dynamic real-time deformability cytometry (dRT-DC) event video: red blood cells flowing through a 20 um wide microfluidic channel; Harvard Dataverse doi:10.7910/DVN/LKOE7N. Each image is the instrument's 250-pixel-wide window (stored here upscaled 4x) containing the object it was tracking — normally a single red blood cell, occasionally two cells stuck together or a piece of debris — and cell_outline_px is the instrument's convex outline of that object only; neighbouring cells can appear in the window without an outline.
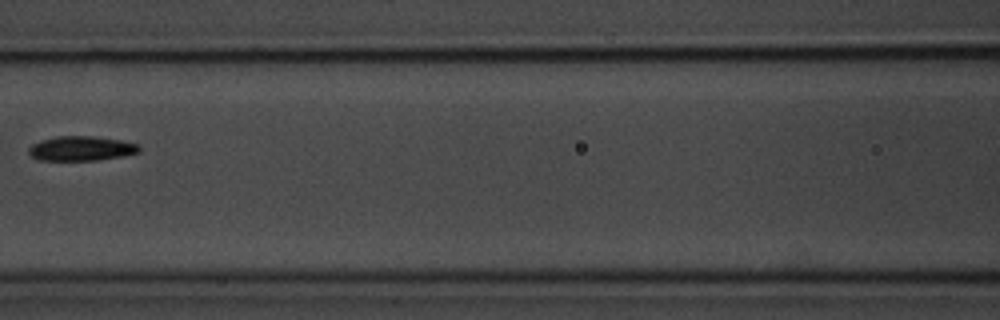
{"species": "common noctule bat (a hibernating species)", "species_latin": "Nyctalus noctula", "temperature_condition": "room temperature", "stored_images_in_passage": 9, "camera_frame_rate_fps": 3000, "um_per_image_px": 0.085, "animal": {"sex": "male", "body_mass_g": 20.1, "forearm_length_mm": 53.5}, "frame": {"image": 1, "passage_image": 6, "time_ms": 1.667, "image_size_px": [1000, 320], "cell_outline_px": [[140, 152], [124, 156], [96, 160], [40, 160], [32, 156], [28, 152], [28, 148], [32, 144], [40, 140], [56, 136], [92, 136], [120, 140], [136, 144], [140, 148]], "centroid_in_image_um": [6.88, 12.62], "position_along_channel_um": 159.7, "area_um2": 15.78}}
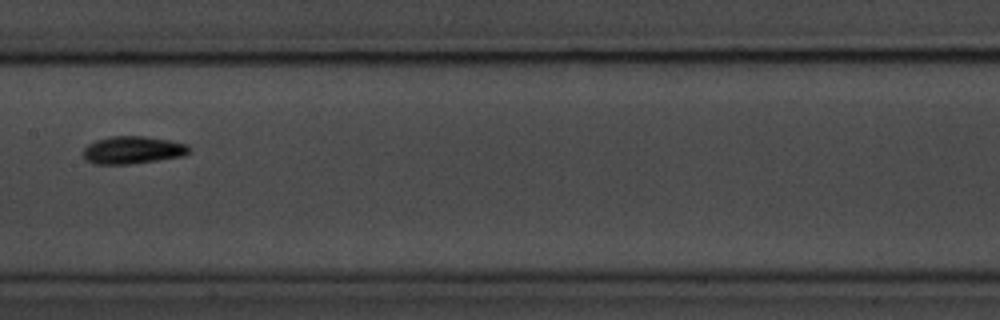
{"frame": {"image": 2, "passage_image": 7, "time_ms": 2.0, "image_size_px": [1000, 320], "cell_outline_px": [[192, 148], [184, 156], [132, 164], [96, 164], [88, 160], [84, 156], [84, 148], [88, 144], [96, 140], [108, 136], [144, 136], [168, 140], [188, 144]], "centroid_in_image_um": [11.31, 12.75], "position_along_channel_um": 196.1, "area_um2": 17.05}}
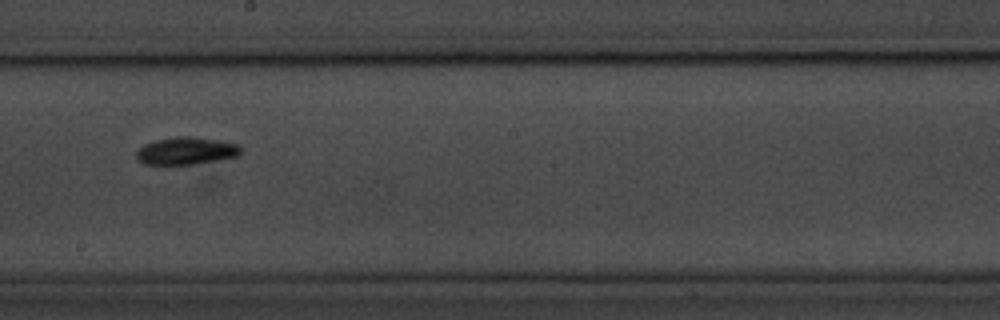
{"frame": {"image": 3, "passage_image": 8, "time_ms": 2.333, "image_size_px": [1000, 320], "cell_outline_px": [[244, 148], [240, 156], [192, 164], [144, 164], [136, 156], [136, 152], [144, 144], [156, 140], [172, 136], [188, 136], [220, 140], [240, 144]], "centroid_in_image_um": [15.9, 12.8], "position_along_channel_um": 232.3, "area_um2": 16.82}}